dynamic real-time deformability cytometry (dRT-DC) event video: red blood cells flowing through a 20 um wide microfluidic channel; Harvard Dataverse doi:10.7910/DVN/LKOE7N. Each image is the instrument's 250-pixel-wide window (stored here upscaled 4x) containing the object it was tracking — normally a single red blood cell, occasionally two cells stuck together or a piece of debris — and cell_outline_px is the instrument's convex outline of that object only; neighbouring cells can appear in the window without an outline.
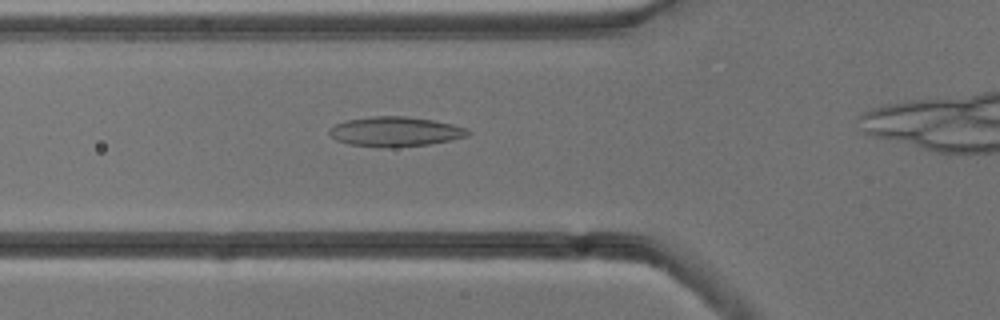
{"species": "common noctule bat (a hibernating species)", "species_latin": "Nyctalus noctula", "temperature_condition": "cold", "stored_images_in_passage": 37, "camera_frame_rate_fps": 3000, "um_per_image_px": 0.085, "animal": {"sex": "male", "body_mass_g": 13.3}, "frame": {"image": 1, "passage_image": 9, "time_ms": 2.667, "image_size_px": [1000, 320], "cell_outline_px": [[472, 132], [468, 136], [428, 144], [380, 148], [348, 144], [336, 140], [328, 132], [328, 128], [336, 124], [348, 120], [372, 116], [404, 116], [432, 120], [452, 124], [468, 128]], "centroid_in_image_um": [33.58, 11.19], "position_along_channel_um": 92.2, "area_um2": 23.93}}
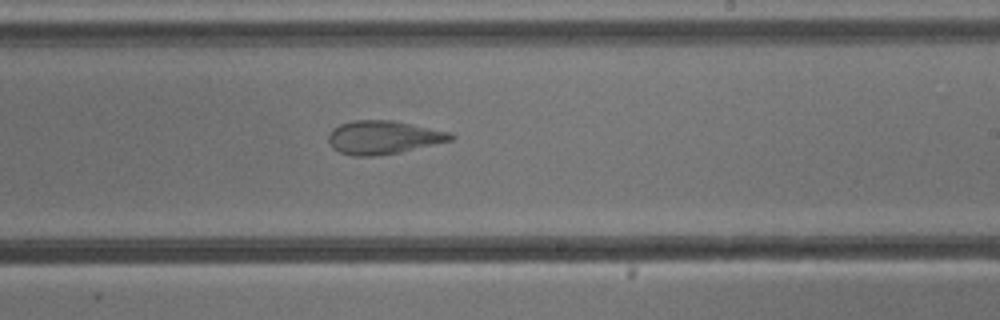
{"frame": {"image": 2, "passage_image": 22, "time_ms": 7.0, "image_size_px": [1000, 320], "cell_outline_px": [[456, 136], [452, 140], [400, 152], [376, 156], [352, 156], [340, 152], [332, 148], [328, 140], [328, 136], [332, 128], [340, 124], [352, 120], [392, 120], [452, 132]], "centroid_in_image_um": [32.57, 11.67], "position_along_channel_um": 256.4, "area_um2": 23.93}}
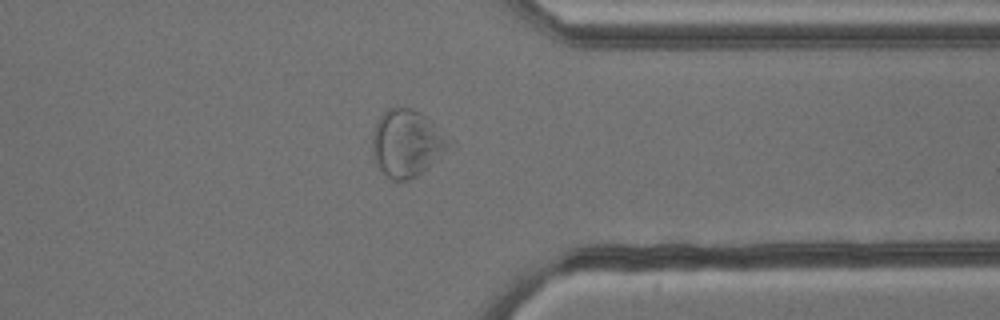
{"frame": {"image": 3, "passage_image": 32, "time_ms": 10.333, "image_size_px": [1000, 320], "cell_outline_px": [[448, 144], [428, 168], [416, 176], [408, 180], [392, 180], [376, 164], [372, 148], [372, 136], [376, 124], [380, 116], [388, 108], [412, 108], [420, 112], [432, 120]], "centroid_in_image_um": [34.5, 12.16], "position_along_channel_um": 376.9, "area_um2": 28.84}, "authors_computed_cell_mechanics": {"area_um2": 24.1026, "velocity_mm_per_s": 3.7759, "shape_relaxation_time_tau1_ms": null, "shape_relaxation_time_tau2_ms": 2.1215, "deformation_change_tau1": null, "deformation_change_tau2": 0.087}}